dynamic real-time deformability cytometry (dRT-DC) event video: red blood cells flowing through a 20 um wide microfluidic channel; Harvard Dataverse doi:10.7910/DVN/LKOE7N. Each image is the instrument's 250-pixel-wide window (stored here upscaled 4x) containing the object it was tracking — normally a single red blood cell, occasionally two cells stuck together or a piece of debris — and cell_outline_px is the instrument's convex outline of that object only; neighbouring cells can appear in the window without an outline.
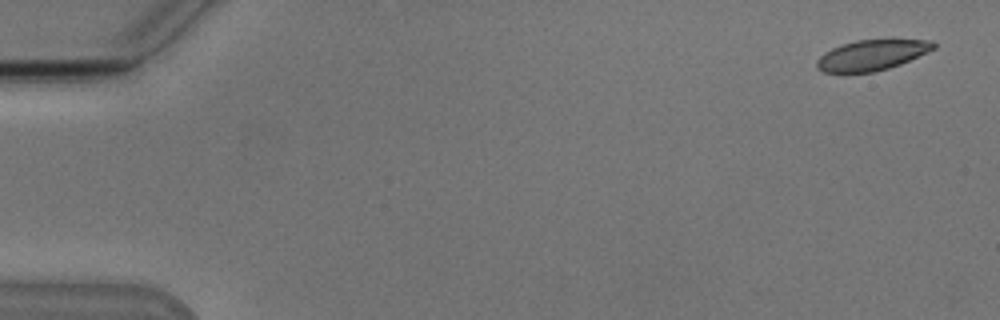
{"species": "Egyptian fruit bat (a non-hibernating species)", "species_latin": "Rousettus aegyptiacus", "temperature_condition": "cold", "stored_images_in_passage": 8, "camera_frame_rate_fps": 3000, "um_per_image_px": 0.085, "animal": {"sex": "male"}, "frame": {"image": 1, "passage_image": 1, "time_ms": 0.0, "image_size_px": [1000, 320], "cell_outline_px": [[936, 48], [900, 64], [888, 68], [872, 72], [824, 72], [816, 68], [816, 60], [824, 52], [840, 44], [856, 40], [932, 40], [936, 44]], "centroid_in_image_um": [74.07, 4.68], "position_along_channel_um": 10.9, "area_um2": 20.58}}